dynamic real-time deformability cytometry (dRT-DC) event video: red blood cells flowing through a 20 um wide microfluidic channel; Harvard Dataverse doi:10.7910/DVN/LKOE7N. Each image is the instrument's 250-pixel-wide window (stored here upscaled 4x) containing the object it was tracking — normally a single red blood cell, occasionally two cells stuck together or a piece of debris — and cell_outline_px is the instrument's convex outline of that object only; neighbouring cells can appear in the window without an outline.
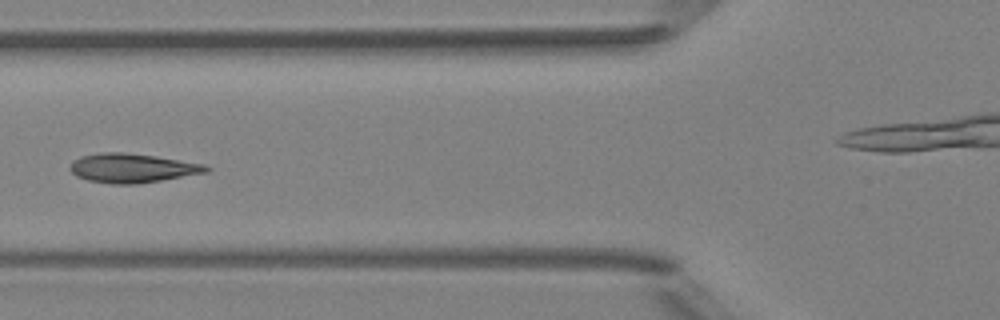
{"species": "Egyptian fruit bat (a non-hibernating species)", "species_latin": "Rousettus aegyptiacus", "temperature_condition": "room temperature", "stored_images_in_passage": 8, "segment_of_instrument_passage": [1, 2], "camera_frame_rate_fps": 3000, "um_per_image_px": 0.085, "animal": {"sex": "female"}, "frame": {"image": 1, "passage_image": 6, "time_ms": 5.667, "image_size_px": [1000, 320], "cell_outline_px": [[212, 168], [208, 172], [136, 184], [112, 184], [88, 180], [76, 176], [68, 168], [72, 160], [80, 156], [100, 152], [124, 152], [156, 156], [204, 164]], "centroid_in_image_um": [11.2, 14.28], "position_along_channel_um": 114.6, "area_um2": 23.18}}
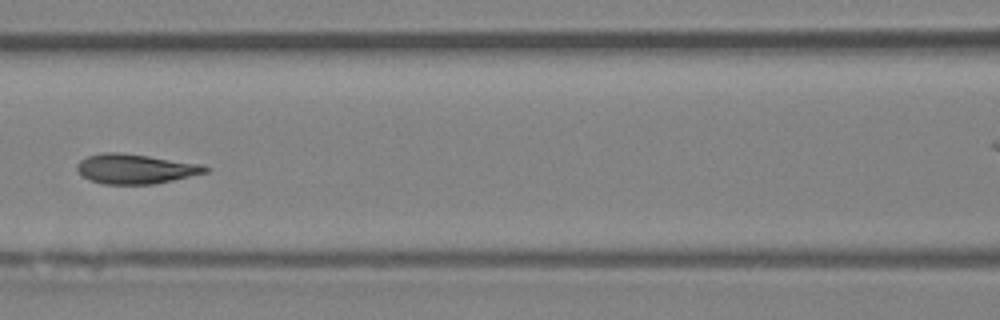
{"frame": {"image": 2, "passage_image": 7, "time_ms": 6.667, "image_size_px": [1000, 320], "cell_outline_px": [[212, 168], [208, 172], [172, 180], [152, 184], [104, 184], [92, 180], [84, 176], [76, 168], [76, 164], [80, 160], [88, 156], [104, 152], [116, 152], [148, 156], [200, 164]], "centroid_in_image_um": [11.52, 14.35], "position_along_channel_um": 155.1, "area_um2": 21.91}}